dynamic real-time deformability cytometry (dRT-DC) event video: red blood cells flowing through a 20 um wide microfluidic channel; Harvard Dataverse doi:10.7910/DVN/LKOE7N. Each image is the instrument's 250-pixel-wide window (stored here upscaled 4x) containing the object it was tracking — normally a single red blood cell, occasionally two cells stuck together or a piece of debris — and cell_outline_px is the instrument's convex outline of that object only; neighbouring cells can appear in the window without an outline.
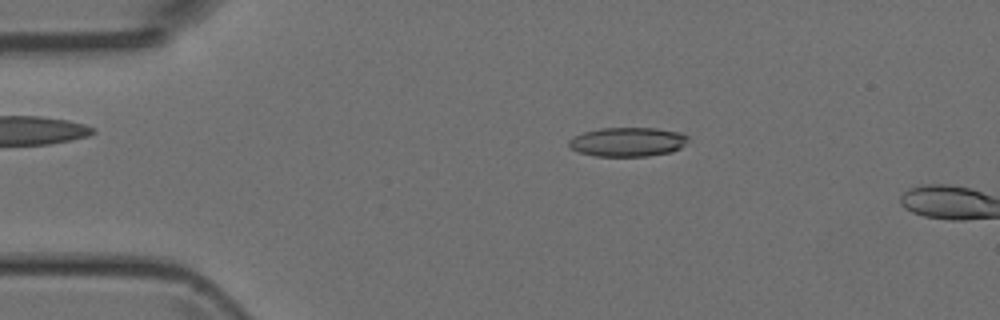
{"species": "Egyptian fruit bat (a non-hibernating species)", "species_latin": "Rousettus aegyptiacus", "temperature_condition": "room temperature", "stored_images_in_passage": 3, "camera_frame_rate_fps": 3000, "um_per_image_px": 0.085, "animal": {"sex": "female"}, "frame": {"image": 1, "passage_image": 2, "time_ms": 1.333, "image_size_px": [1000, 320], "cell_outline_px": [[688, 140], [680, 148], [672, 152], [648, 156], [596, 156], [580, 152], [568, 148], [568, 140], [572, 136], [584, 132], [600, 128], [656, 128], [680, 132], [688, 136]], "centroid_in_image_um": [53.33, 12.06], "position_along_channel_um": 31.7, "area_um2": 20.4}}